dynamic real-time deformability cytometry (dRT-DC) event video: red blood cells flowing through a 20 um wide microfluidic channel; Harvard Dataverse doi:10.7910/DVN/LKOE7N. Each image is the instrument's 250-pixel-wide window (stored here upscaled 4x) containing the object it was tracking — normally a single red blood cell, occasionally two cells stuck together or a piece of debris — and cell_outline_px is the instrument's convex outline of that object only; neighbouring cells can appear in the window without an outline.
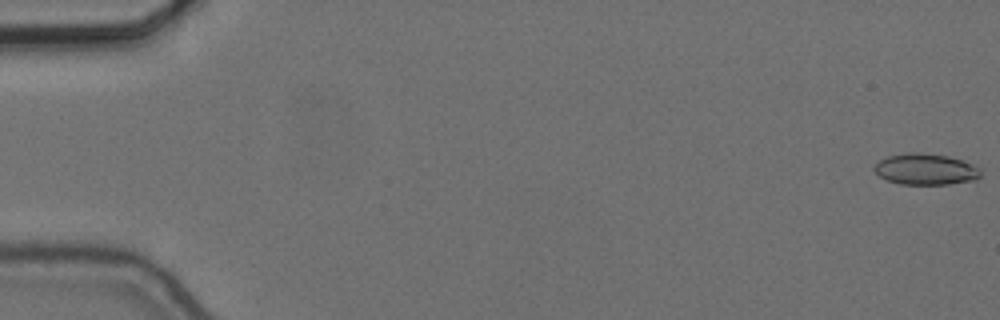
{"species": "common noctule bat (a hibernating species)", "species_latin": "Nyctalus noctula", "temperature_condition": "cold", "stored_images_in_passage": 13, "camera_frame_rate_fps": 3000, "um_per_image_px": 0.085, "animal": {"sex": "female", "body_mass_g": 24.6, "forearm_length_mm": 56.2}, "frame": {"image": 1, "passage_image": 1, "time_ms": 0.0, "image_size_px": [1000, 320], "cell_outline_px": [[980, 176], [976, 180], [948, 184], [900, 184], [888, 180], [880, 176], [872, 168], [880, 160], [888, 156], [908, 152], [912, 152], [948, 156], [972, 164], [980, 168]], "centroid_in_image_um": [78.68, 14.39], "position_along_channel_um": 6.3, "area_um2": 19.13}}